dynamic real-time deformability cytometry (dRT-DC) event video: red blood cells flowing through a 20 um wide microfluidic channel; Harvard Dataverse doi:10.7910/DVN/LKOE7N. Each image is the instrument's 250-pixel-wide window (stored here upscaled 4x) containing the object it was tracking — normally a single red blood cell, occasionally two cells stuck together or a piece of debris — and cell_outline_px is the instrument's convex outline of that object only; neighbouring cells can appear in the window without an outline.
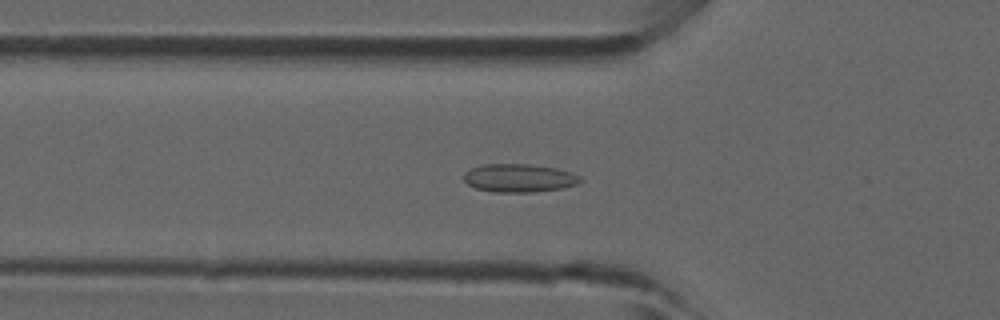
{"species": "common noctule bat (a hibernating species)", "species_latin": "Nyctalus noctula", "temperature_condition": "room temperature", "stored_images_in_passage": 35, "camera_frame_rate_fps": 3000, "um_per_image_px": 0.085, "animal": {"sex": "male", "forearm_length_mm": 52.5}, "frame": {"image": 1, "passage_image": 3, "time_ms": 0.667, "image_size_px": [1000, 320], "cell_outline_px": [[584, 180], [576, 184], [560, 188], [532, 192], [492, 192], [476, 188], [468, 184], [464, 180], [464, 172], [472, 168], [484, 164], [528, 164], [556, 168], [572, 172], [580, 176]], "centroid_in_image_um": [44.13, 15.13], "position_along_channel_um": 81.7, "area_um2": 19.13}}
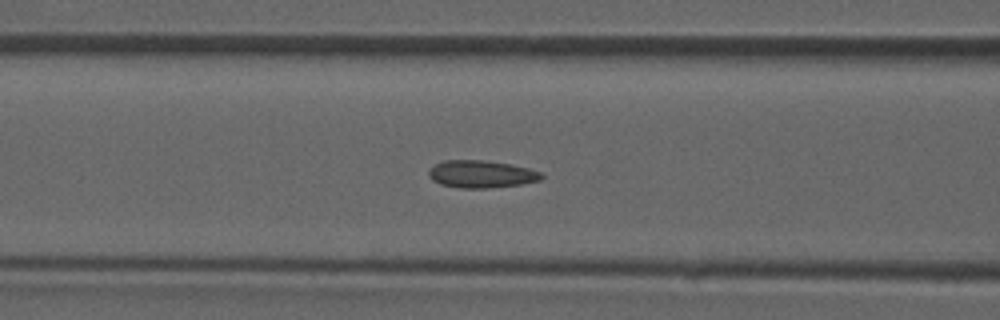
{"frame": {"image": 2, "passage_image": 6, "time_ms": 1.667, "image_size_px": [1000, 320], "cell_outline_px": [[544, 176], [540, 180], [520, 184], [488, 188], [460, 188], [440, 184], [432, 180], [428, 176], [428, 168], [432, 164], [444, 160], [484, 160], [512, 164], [528, 168], [540, 172]], "centroid_in_image_um": [40.85, 14.79], "position_along_channel_um": 125.7, "area_um2": 18.21}}
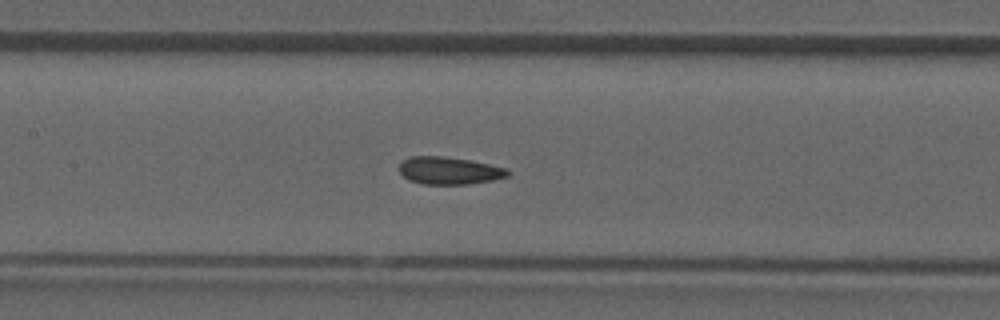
{"frame": {"image": 3, "passage_image": 9, "time_ms": 2.667, "image_size_px": [1000, 320], "cell_outline_px": [[508, 176], [492, 180], [468, 184], [424, 184], [408, 180], [400, 172], [400, 160], [412, 156], [440, 156], [472, 160], [508, 168]], "centroid_in_image_um": [38.17, 14.49], "position_along_channel_um": 169.2, "area_um2": 17.4}}